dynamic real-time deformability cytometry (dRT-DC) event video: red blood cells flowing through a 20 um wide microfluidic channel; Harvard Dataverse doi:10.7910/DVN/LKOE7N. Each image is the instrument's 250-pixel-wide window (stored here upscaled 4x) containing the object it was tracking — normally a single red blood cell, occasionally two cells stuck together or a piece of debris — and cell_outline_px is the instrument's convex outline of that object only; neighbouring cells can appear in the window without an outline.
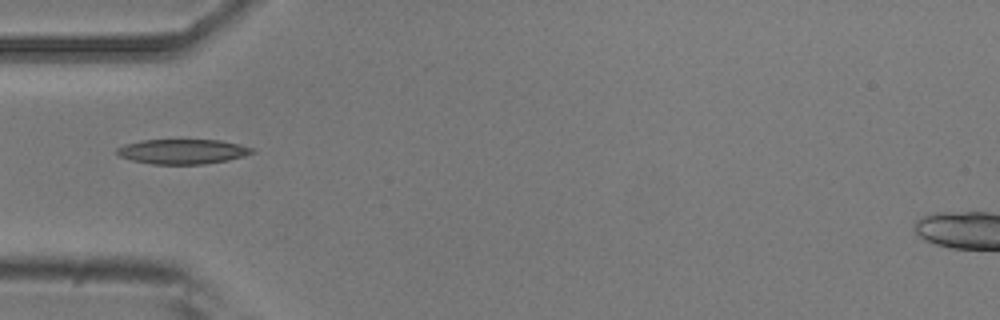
{"species": "common noctule bat (a hibernating species)", "species_latin": "Nyctalus noctula", "temperature_condition": "room temperature", "stored_images_in_passage": 4, "camera_frame_rate_fps": 3000, "um_per_image_px": 0.085, "animal": {"sex": "male", "body_mass_g": 20.5, "forearm_length_mm": 52.5}, "frame": {"image": 1, "passage_image": 4, "time_ms": 4.333, "image_size_px": [1000, 320], "cell_outline_px": [[256, 152], [244, 156], [228, 160], [204, 164], [152, 164], [132, 160], [120, 156], [116, 152], [116, 148], [124, 144], [140, 140], [220, 140], [240, 144], [252, 148]], "centroid_in_image_um": [15.52, 12.88], "position_along_channel_um": 69.5, "area_um2": 19.59}}